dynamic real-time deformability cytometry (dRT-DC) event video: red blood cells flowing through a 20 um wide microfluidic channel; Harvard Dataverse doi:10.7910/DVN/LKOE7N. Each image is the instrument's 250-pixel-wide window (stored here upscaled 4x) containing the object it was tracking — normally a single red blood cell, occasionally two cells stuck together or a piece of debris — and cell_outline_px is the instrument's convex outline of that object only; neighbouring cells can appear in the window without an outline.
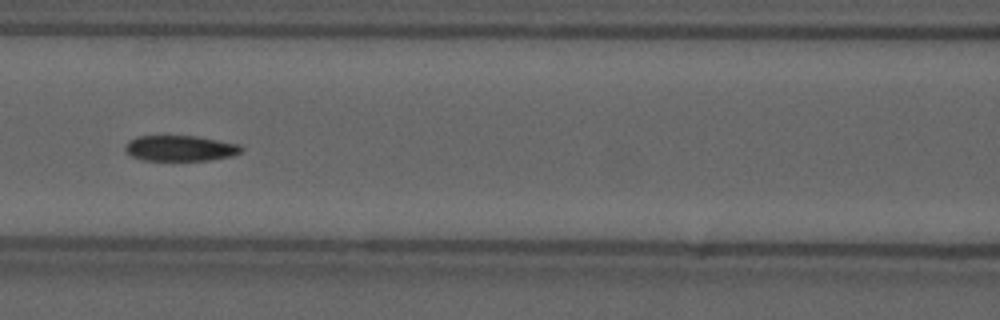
{"species": "common noctule bat (a hibernating species)", "species_latin": "Nyctalus noctula", "temperature_condition": "cold", "stored_images_in_passage": 37, "camera_frame_rate_fps": 3000, "um_per_image_px": 0.085, "animal": {"sex": "male", "forearm_length_mm": 52.5}, "frame": {"image": 1, "passage_image": 11, "time_ms": 3.333, "image_size_px": [1000, 320], "cell_outline_px": [[244, 148], [240, 152], [232, 156], [208, 160], [144, 160], [132, 156], [124, 148], [128, 140], [136, 136], [196, 136], [240, 144]], "centroid_in_image_um": [15.33, 12.59], "position_along_channel_um": 151.3, "area_um2": 17.28}, "authors_computed_cell_mechanics": {"area_um2": 17.9758, "velocity_mm_per_s": 3.6881, "shape_relaxation_time_tau1_ms": 6.9913, "shape_relaxation_time_tau2_ms": 2.9813, "deformation_change_tau1": 0.159, "deformation_change_tau2": 0.0934}}